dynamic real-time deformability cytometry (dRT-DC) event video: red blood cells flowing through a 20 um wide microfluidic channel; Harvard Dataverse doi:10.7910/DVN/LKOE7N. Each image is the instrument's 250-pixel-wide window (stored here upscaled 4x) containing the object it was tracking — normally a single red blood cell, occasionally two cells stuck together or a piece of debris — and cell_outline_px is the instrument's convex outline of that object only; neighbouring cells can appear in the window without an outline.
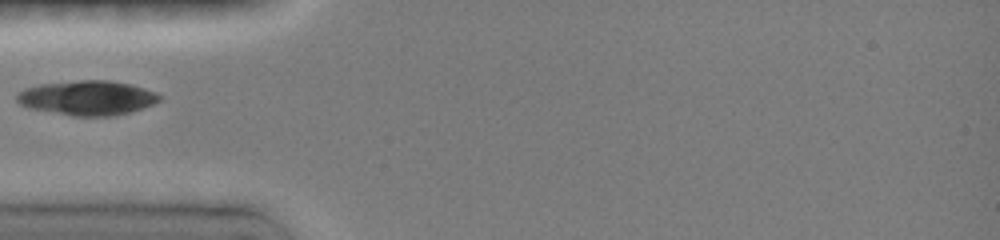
{"species": "common noctule bat (a hibernating species)", "species_latin": "Nyctalus noctula", "temperature_condition": "room temperature", "stored_images_in_passage": 4, "camera_frame_rate_fps": 3000, "um_per_image_px": 0.085, "animal": {"sex": "female", "body_mass_g": 19.0, "forearm_length_mm": 51.5}, "frame": {"image": 1, "passage_image": 1, "time_ms": 0.0, "image_size_px": [1000, 240], "cell_outline_px": [[160, 100], [152, 104], [128, 112], [112, 116], [72, 116], [28, 108], [20, 104], [16, 100], [16, 96], [20, 92], [28, 88], [40, 84], [80, 80], [108, 80], [128, 84], [156, 92], [160, 96]], "centroid_in_image_um": [7.39, 8.32], "position_along_channel_um": 77.6, "area_um2": 28.38}}